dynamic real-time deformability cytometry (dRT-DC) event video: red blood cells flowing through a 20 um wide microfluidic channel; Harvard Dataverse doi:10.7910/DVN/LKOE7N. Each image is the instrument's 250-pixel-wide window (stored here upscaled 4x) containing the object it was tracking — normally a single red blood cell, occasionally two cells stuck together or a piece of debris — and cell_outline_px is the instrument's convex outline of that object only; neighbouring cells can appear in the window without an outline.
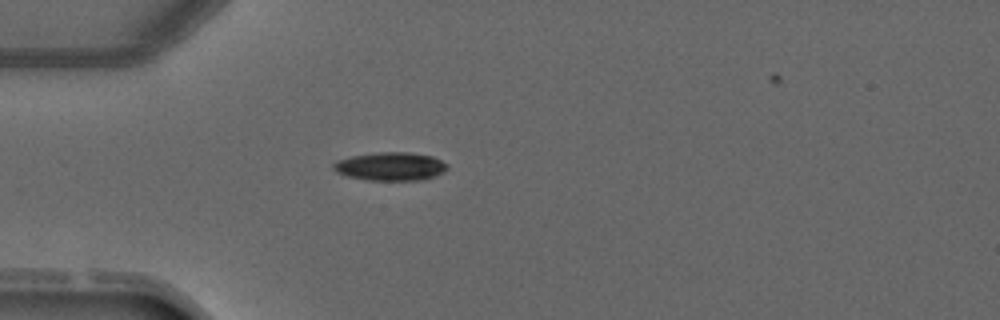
{"species": "common noctule bat (a hibernating species)", "species_latin": "Nyctalus noctula", "temperature_condition": "warm", "stored_images_in_passage": 3, "camera_frame_rate_fps": 3000, "um_per_image_px": 0.085, "animal": {"sex": "male", "forearm_length_mm": 52.5}, "frame": {"image": 1, "passage_image": 3, "time_ms": 3.0, "image_size_px": [1000, 320], "cell_outline_px": [[448, 168], [444, 172], [420, 180], [368, 180], [348, 176], [336, 172], [332, 168], [332, 164], [336, 160], [352, 156], [380, 152], [408, 152], [432, 156], [448, 164]], "centroid_in_image_um": [33.17, 14.14], "position_along_channel_um": 51.8, "area_um2": 18.73}}